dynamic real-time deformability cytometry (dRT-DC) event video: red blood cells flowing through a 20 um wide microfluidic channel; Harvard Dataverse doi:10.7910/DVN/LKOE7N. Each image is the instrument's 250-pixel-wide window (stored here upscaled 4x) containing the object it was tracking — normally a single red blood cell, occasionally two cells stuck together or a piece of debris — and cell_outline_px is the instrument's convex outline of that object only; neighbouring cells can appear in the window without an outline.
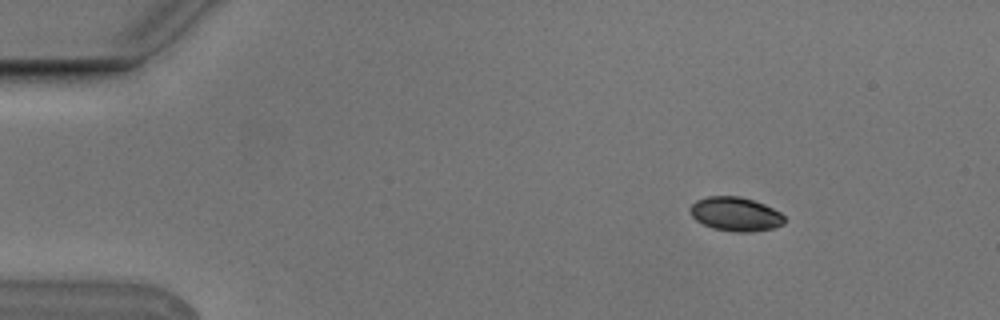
{"species": "Egyptian fruit bat (a non-hibernating species)", "species_latin": "Rousettus aegyptiacus", "temperature_condition": "cold", "stored_images_in_passage": 6, "camera_frame_rate_fps": 3000, "um_per_image_px": 0.085, "animal": {"sex": "male"}, "frame": {"image": 1, "passage_image": 2, "time_ms": 0.333, "image_size_px": [1000, 320], "cell_outline_px": [[784, 224], [772, 228], [748, 232], [736, 232], [712, 228], [696, 220], [692, 216], [688, 208], [696, 200], [708, 196], [740, 196], [764, 204], [780, 212], [784, 216]], "centroid_in_image_um": [62.5, 18.19], "position_along_channel_um": 22.5, "area_um2": 18.61}}
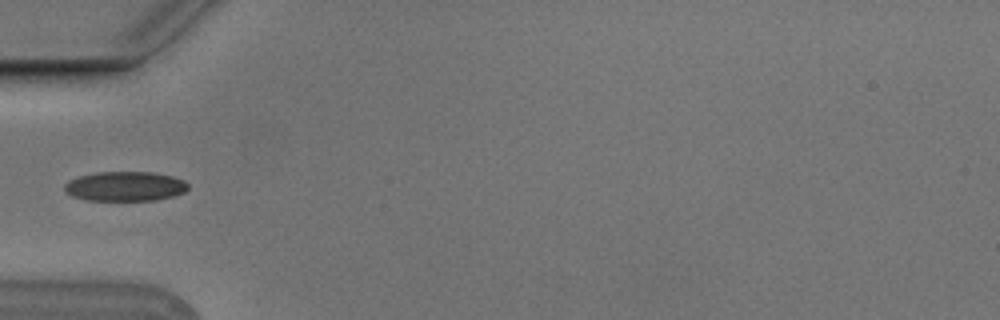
{"frame": {"image": 2, "passage_image": 5, "time_ms": 1.333, "image_size_px": [1000, 320], "cell_outline_px": [[188, 188], [184, 192], [172, 196], [156, 200], [88, 200], [72, 196], [64, 192], [64, 184], [68, 180], [80, 176], [96, 172], [152, 172], [172, 176], [184, 180], [188, 184]], "centroid_in_image_um": [10.61, 15.83], "position_along_channel_um": 74.4, "area_um2": 21.33}}